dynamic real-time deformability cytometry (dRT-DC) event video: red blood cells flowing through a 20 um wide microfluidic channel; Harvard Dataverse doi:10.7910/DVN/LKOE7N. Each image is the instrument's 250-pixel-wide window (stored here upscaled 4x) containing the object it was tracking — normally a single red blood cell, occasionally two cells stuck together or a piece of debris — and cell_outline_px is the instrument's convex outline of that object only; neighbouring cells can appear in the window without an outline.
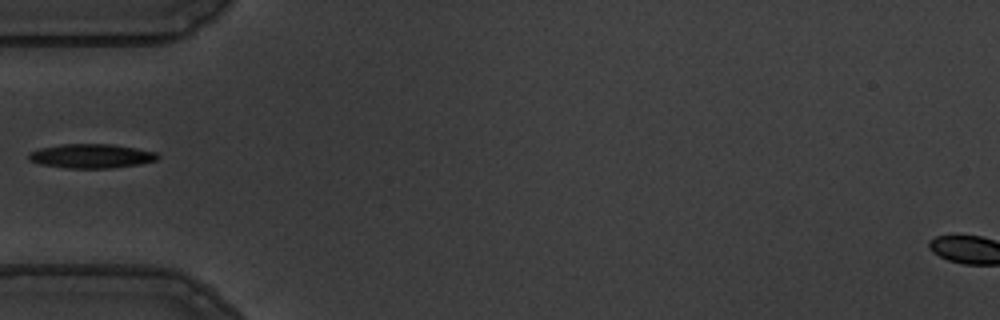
{"species": "common noctule bat (a hibernating species)", "species_latin": "Nyctalus noctula", "temperature_condition": "warm", "stored_images_in_passage": 38, "camera_frame_rate_fps": 3000, "um_per_image_px": 0.085, "animal": {"sex": "male", "body_mass_g": 19.5, "forearm_length_mm": 54.6}, "frame": {"image": 1, "passage_image": 1, "time_ms": 0.0, "image_size_px": [1000, 320], "cell_outline_px": [[160, 156], [156, 160], [140, 164], [108, 168], [68, 168], [40, 164], [28, 160], [28, 152], [40, 148], [60, 144], [112, 144], [136, 148], [156, 152]], "centroid_in_image_um": [7.74, 13.26], "position_along_channel_um": 77.3, "area_um2": 18.21}}
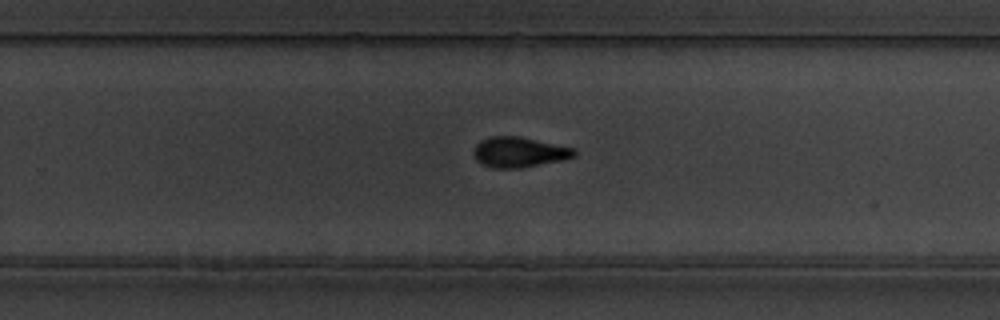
{"frame": {"image": 2, "passage_image": 18, "time_ms": 5.667, "image_size_px": [1000, 320], "cell_outline_px": [[576, 156], [564, 160], [520, 168], [492, 168], [480, 164], [476, 160], [472, 152], [476, 144], [480, 140], [488, 136], [520, 136], [576, 148]], "centroid_in_image_um": [44.11, 12.93], "position_along_channel_um": 285.7, "area_um2": 18.15}}
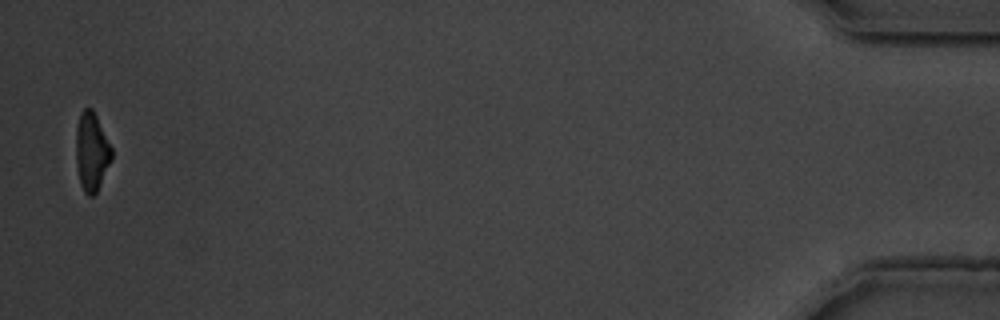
{"frame": {"image": 3, "passage_image": 37, "time_ms": 12.0, "image_size_px": [1000, 320], "cell_outline_px": [[112, 160], [96, 192], [92, 196], [88, 196], [84, 192], [80, 184], [76, 164], [76, 128], [80, 112], [84, 108], [92, 108], [112, 148]], "centroid_in_image_um": [7.78, 12.9], "position_along_channel_um": 427.4, "area_um2": 16.3}}